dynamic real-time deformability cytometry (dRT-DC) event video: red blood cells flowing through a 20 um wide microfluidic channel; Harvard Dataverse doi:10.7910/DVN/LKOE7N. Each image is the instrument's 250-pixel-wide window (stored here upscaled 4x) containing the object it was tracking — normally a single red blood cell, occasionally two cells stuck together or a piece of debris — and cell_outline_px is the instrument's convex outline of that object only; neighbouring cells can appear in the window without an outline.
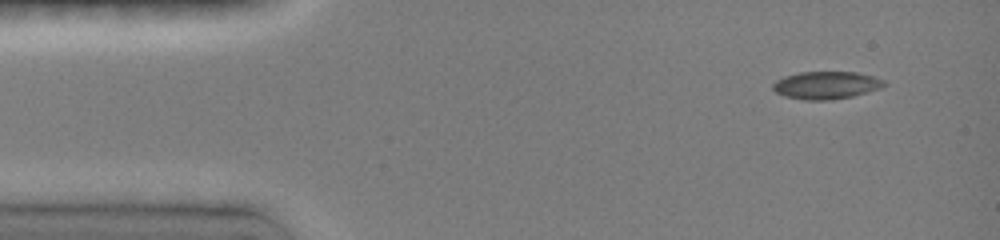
{"species": "common noctule bat (a hibernating species)", "species_latin": "Nyctalus noctula", "temperature_condition": "room temperature", "stored_images_in_passage": 8, "camera_frame_rate_fps": 3000, "um_per_image_px": 0.085, "animal": {"sex": "female", "body_mass_g": 19.0, "forearm_length_mm": 51.5}, "frame": {"image": 1, "passage_image": 1, "time_ms": 0.0, "image_size_px": [1000, 240], "cell_outline_px": [[888, 84], [880, 88], [852, 96], [828, 100], [804, 100], [784, 96], [776, 92], [772, 88], [772, 84], [776, 80], [784, 76], [800, 72], [856, 72], [872, 76], [884, 80]], "centroid_in_image_um": [70.2, 7.24], "position_along_channel_um": 14.8, "area_um2": 17.86}}
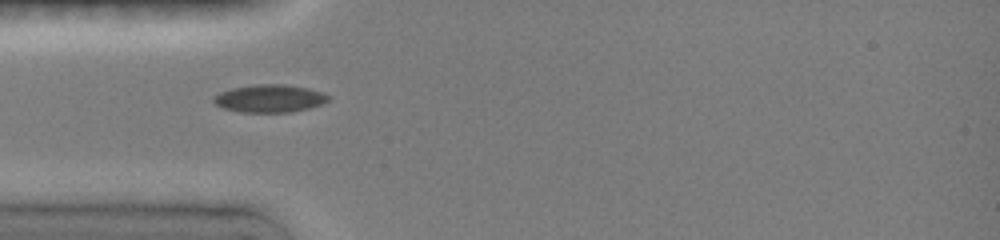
{"frame": {"image": 2, "passage_image": 4, "time_ms": 3.333, "image_size_px": [1000, 240], "cell_outline_px": [[328, 100], [320, 104], [308, 108], [292, 112], [240, 112], [224, 108], [216, 104], [212, 100], [220, 92], [232, 88], [256, 84], [284, 84], [304, 88], [320, 92], [328, 96]], "centroid_in_image_um": [22.87, 8.37], "position_along_channel_um": 62.1, "area_um2": 18.15}}
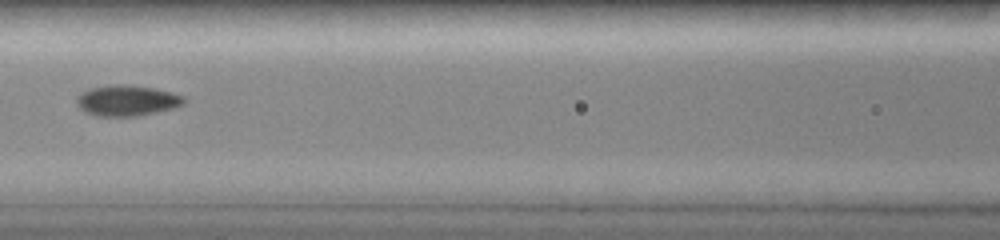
{"frame": {"image": 3, "passage_image": 6, "time_ms": 5.667, "image_size_px": [1000, 240], "cell_outline_px": [[184, 104], [172, 108], [140, 116], [96, 116], [84, 112], [76, 104], [76, 100], [84, 92], [92, 88], [120, 84], [152, 88], [184, 96]], "centroid_in_image_um": [10.78, 8.57], "position_along_channel_um": 155.8, "area_um2": 18.79}}